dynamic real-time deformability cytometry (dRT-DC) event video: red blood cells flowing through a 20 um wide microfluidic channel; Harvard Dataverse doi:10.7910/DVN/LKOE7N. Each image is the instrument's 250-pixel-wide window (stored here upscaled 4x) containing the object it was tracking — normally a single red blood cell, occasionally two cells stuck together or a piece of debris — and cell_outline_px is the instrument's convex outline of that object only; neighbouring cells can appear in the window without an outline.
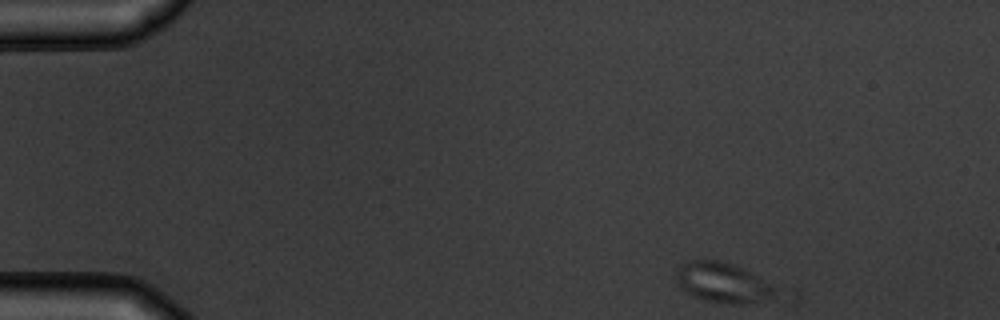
{"species": "common noctule bat (a hibernating species)", "species_latin": "Nyctalus noctula", "temperature_condition": "warm", "stored_images_in_passage": 4, "segment_of_instrument_passage": [1, 2], "camera_frame_rate_fps": 3000, "um_per_image_px": 0.085, "animal": {"sex": "male", "body_mass_g": 19.5, "forearm_length_mm": 54.6}, "frame": {"image": 1, "passage_image": 1, "time_ms": 0.0, "image_size_px": [1000, 320], "cell_outline_px": [[772, 296], [744, 304], [704, 300], [692, 296], [680, 288], [676, 280], [676, 268], [680, 264], [688, 260], [720, 260], [744, 268], [756, 276], [772, 288]], "centroid_in_image_um": [61.26, 23.98], "position_along_channel_um": 23.7, "area_um2": 22.43}}